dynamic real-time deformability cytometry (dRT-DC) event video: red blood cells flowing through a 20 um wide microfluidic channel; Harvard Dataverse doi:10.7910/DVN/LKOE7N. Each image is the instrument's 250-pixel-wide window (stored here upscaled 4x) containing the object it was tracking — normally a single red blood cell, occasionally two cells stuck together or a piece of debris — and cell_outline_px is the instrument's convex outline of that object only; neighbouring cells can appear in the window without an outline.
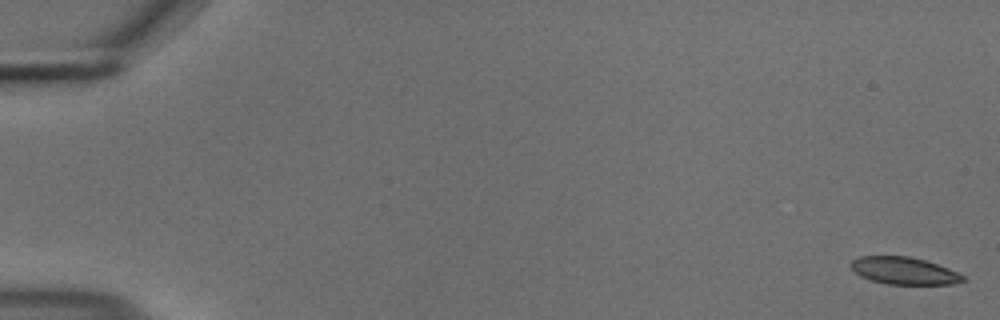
{"species": "common noctule bat (a hibernating species)", "species_latin": "Nyctalus noctula", "temperature_condition": "cold", "stored_images_in_passage": 55, "camera_frame_rate_fps": 3000, "um_per_image_px": 0.085, "animal": {"sex": "male", "body_mass_g": 18.8}, "frame": {"image": 1, "passage_image": 1, "time_ms": 0.0, "image_size_px": [1000, 320], "cell_outline_px": [[964, 280], [952, 284], [888, 284], [872, 280], [860, 276], [848, 264], [852, 260], [860, 256], [908, 256], [924, 260], [948, 268], [964, 276]], "centroid_in_image_um": [76.8, 23.01], "position_along_channel_um": 8.2, "area_um2": 17.57}}
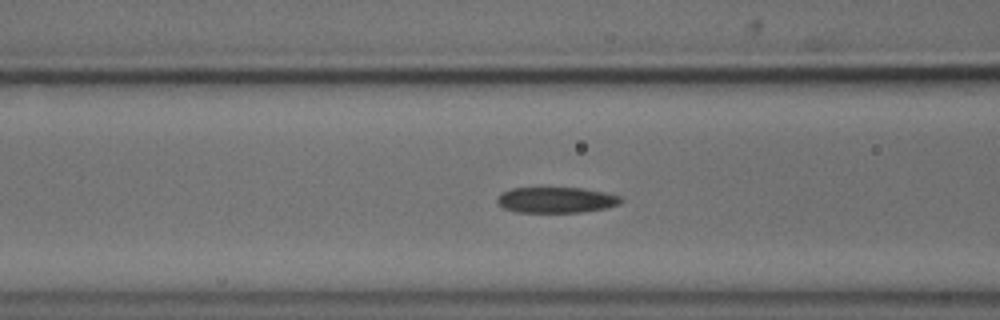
{"frame": {"image": 2, "passage_image": 23, "time_ms": 7.333, "image_size_px": [1000, 320], "cell_outline_px": [[624, 200], [620, 204], [608, 208], [580, 212], [516, 212], [504, 208], [496, 200], [500, 192], [512, 188], [584, 188], [604, 192], [620, 196]], "centroid_in_image_um": [47.3, 16.99], "position_along_channel_um": 119.3, "area_um2": 18.67}}
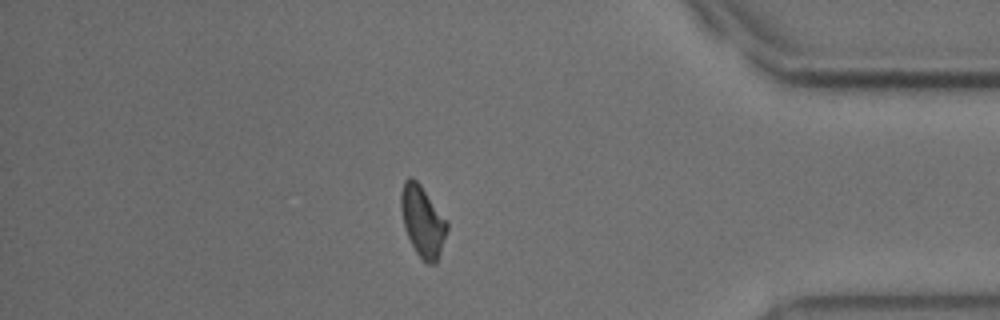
{"frame": {"image": 3, "passage_image": 48, "time_ms": 15.667, "image_size_px": [1000, 320], "cell_outline_px": [[448, 228], [436, 264], [428, 264], [416, 252], [408, 236], [404, 224], [400, 208], [400, 192], [404, 180], [408, 176], [412, 176], [420, 184], [448, 220]], "centroid_in_image_um": [35.92, 18.75], "position_along_channel_um": 399.3, "area_um2": 19.07}, "authors_computed_cell_mechanics": {"area_um2": 19.1896, "velocity_mm_per_s": 3.6987, "shape_relaxation_time_tau1_ms": 4.6821, "shape_relaxation_time_tau2_ms": 5.0431, "deformation_change_tau1": 0.1304, "deformation_change_tau2": 0.1198}}